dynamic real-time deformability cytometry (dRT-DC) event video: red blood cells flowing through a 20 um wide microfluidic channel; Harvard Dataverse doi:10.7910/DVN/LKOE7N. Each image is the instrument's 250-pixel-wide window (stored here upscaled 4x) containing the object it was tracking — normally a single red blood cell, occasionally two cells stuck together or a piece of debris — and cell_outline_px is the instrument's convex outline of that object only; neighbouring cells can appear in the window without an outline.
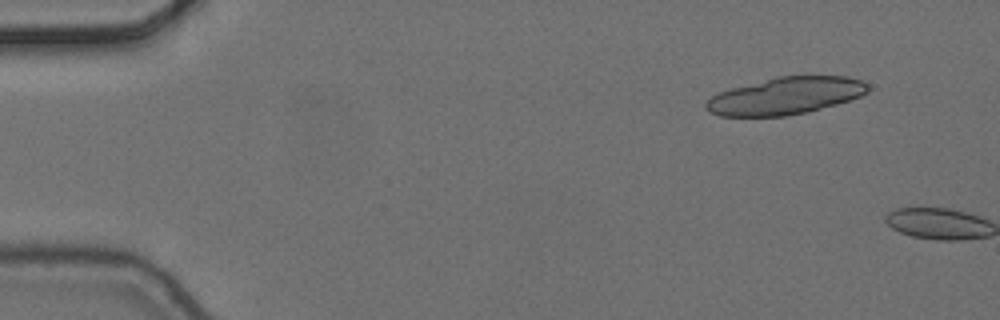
{"species": "common noctule bat (a hibernating species)", "species_latin": "Nyctalus noctula", "temperature_condition": "cold", "stored_images_in_passage": 4, "camera_frame_rate_fps": 3000, "um_per_image_px": 0.085, "animal": {"sex": "female", "body_mass_g": 24.6, "forearm_length_mm": 56.2}, "frame": {"image": 1, "passage_image": 2, "time_ms": 0.333, "image_size_px": [1000, 320], "cell_outline_px": [[868, 92], [860, 96], [836, 104], [808, 112], [784, 116], [720, 116], [708, 112], [704, 108], [704, 104], [712, 96], [720, 92], [732, 88], [776, 76], [848, 76], [860, 80], [868, 84]], "centroid_in_image_um": [66.75, 8.15], "position_along_channel_um": 18.2, "area_um2": 34.97}}